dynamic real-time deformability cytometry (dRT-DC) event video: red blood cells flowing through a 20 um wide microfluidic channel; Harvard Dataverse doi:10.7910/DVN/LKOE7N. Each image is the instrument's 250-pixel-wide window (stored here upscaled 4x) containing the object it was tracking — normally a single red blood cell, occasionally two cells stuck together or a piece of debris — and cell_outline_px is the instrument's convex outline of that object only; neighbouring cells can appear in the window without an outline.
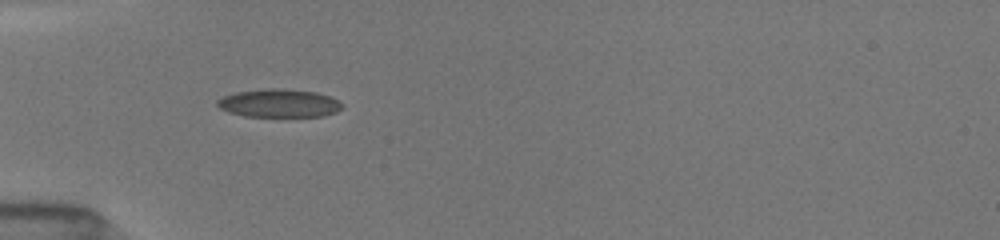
{"species": "common noctule bat (a hibernating species)", "species_latin": "Nyctalus noctula", "temperature_condition": "room temperature", "stored_images_in_passage": 10, "camera_frame_rate_fps": 3000, "um_per_image_px": 0.085, "animal": {"sex": "female", "body_mass_g": 19.5, "forearm_length_mm": 54.1}, "frame": {"image": 1, "passage_image": 6, "time_ms": 5.0, "image_size_px": [1000, 240], "cell_outline_px": [[344, 104], [336, 112], [324, 116], [244, 116], [228, 112], [220, 108], [216, 104], [216, 100], [224, 96], [236, 92], [268, 88], [284, 88], [316, 92], [328, 96]], "centroid_in_image_um": [23.7, 8.77], "position_along_channel_um": 61.3, "area_um2": 20.46}}
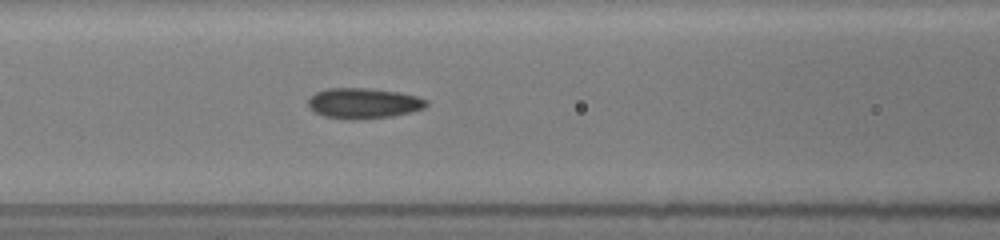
{"frame": {"image": 2, "passage_image": 9, "time_ms": 7.0, "image_size_px": [1000, 240], "cell_outline_px": [[428, 104], [424, 108], [412, 112], [392, 116], [356, 120], [352, 120], [324, 116], [308, 108], [308, 100], [316, 92], [328, 88], [368, 88], [396, 92], [416, 96], [428, 100]], "centroid_in_image_um": [30.9, 8.78], "position_along_channel_um": 135.7, "area_um2": 20.98}}